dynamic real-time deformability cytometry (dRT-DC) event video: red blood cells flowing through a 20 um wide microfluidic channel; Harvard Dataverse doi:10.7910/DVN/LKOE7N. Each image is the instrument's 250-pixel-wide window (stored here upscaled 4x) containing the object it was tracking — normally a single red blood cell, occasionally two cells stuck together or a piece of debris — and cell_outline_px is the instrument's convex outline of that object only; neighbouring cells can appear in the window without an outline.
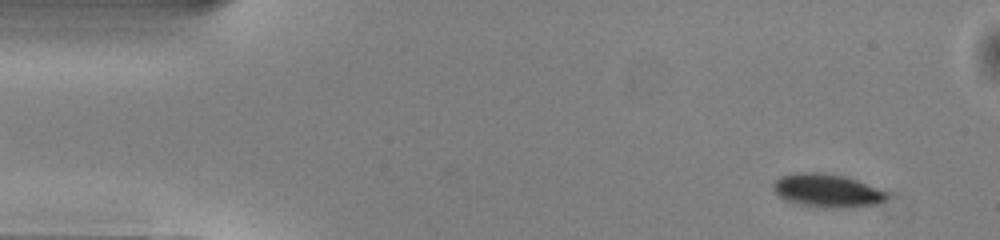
{"species": "common noctule bat (a hibernating species)", "species_latin": "Nyctalus noctula", "temperature_condition": "warm", "stored_images_in_passage": 48, "camera_frame_rate_fps": 3000, "um_per_image_px": 0.085, "animal": {"sex": "male", "body_mass_g": 13.0, "forearm_length_mm": 53.1}, "frame": {"image": 1, "passage_image": 1, "time_ms": 0.0, "image_size_px": [1000, 240], "cell_outline_px": [[884, 200], [876, 204], [844, 208], [824, 208], [784, 200], [772, 188], [772, 180], [780, 176], [796, 172], [824, 172], [844, 176], [856, 180], [884, 192]], "centroid_in_image_um": [70.19, 16.18], "position_along_channel_um": 14.8, "area_um2": 21.73}}
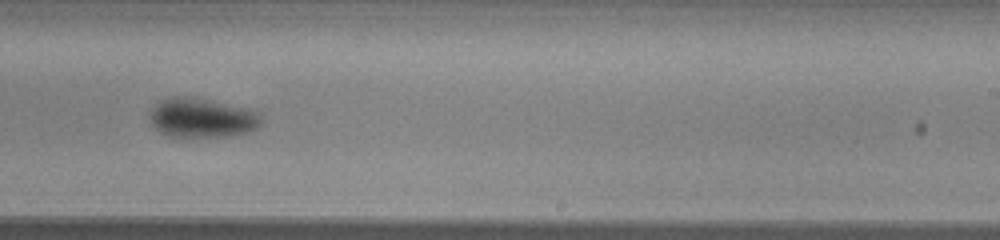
{"frame": {"image": 2, "passage_image": 28, "time_ms": 9.0, "image_size_px": [1000, 240], "cell_outline_px": [[260, 124], [256, 128], [248, 132], [228, 136], [168, 136], [160, 132], [152, 124], [152, 108], [160, 100], [168, 96], [184, 96], [256, 108], [260, 112]], "centroid_in_image_um": [17.22, 9.99], "position_along_channel_um": 271.8, "area_um2": 25.61}}
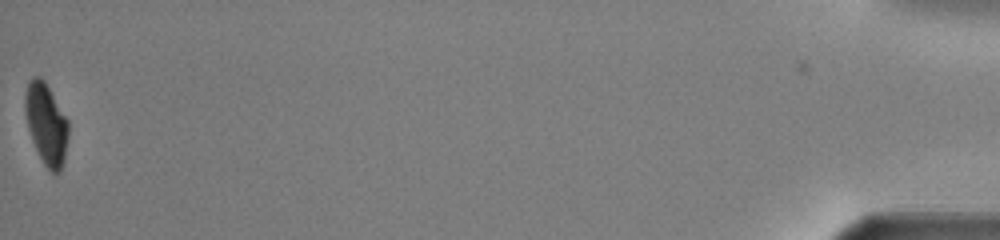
{"frame": {"image": 3, "passage_image": 48, "time_ms": 15.667, "image_size_px": [1000, 240], "cell_outline_px": [[68, 136], [64, 160], [60, 172], [56, 176], [44, 164], [32, 140], [28, 128], [24, 108], [24, 96], [28, 80], [32, 76], [40, 76], [44, 80], [68, 120]], "centroid_in_image_um": [3.92, 10.51], "position_along_channel_um": 431.3, "area_um2": 20.52}, "authors_computed_cell_mechanics": {"area_um2": 23.8136, "velocity_mm_per_s": 4.0005, "shape_relaxation_time_tau1_ms": 1.9657, "shape_relaxation_time_tau2_ms": null, "deformation_change_tau1": 0.1103, "deformation_change_tau2": null}}